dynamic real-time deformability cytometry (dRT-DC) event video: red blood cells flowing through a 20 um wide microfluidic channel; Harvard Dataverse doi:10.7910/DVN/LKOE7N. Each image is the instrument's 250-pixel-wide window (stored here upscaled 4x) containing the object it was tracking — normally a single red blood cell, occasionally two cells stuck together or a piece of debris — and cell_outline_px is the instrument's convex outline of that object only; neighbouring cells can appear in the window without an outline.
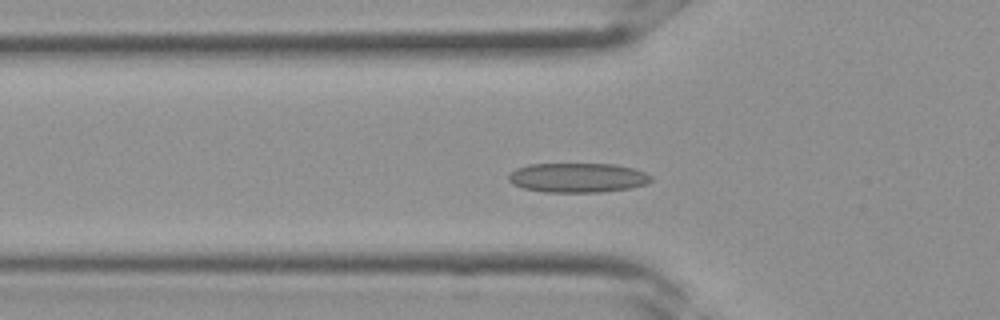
{"species": "Egyptian fruit bat (a non-hibernating species)", "species_latin": "Rousettus aegyptiacus", "temperature_condition": "room temperature", "stored_images_in_passage": 31, "camera_frame_rate_fps": 3000, "um_per_image_px": 0.085, "frame": {"image": 1, "passage_image": 9, "time_ms": 2.667, "image_size_px": [1000, 320], "cell_outline_px": [[652, 180], [644, 184], [628, 188], [600, 192], [544, 192], [524, 188], [512, 184], [508, 180], [508, 172], [516, 168], [528, 164], [616, 164], [632, 168], [644, 172], [652, 176]], "centroid_in_image_um": [49.04, 15.1], "position_along_channel_um": 76.8, "area_um2": 24.51}}
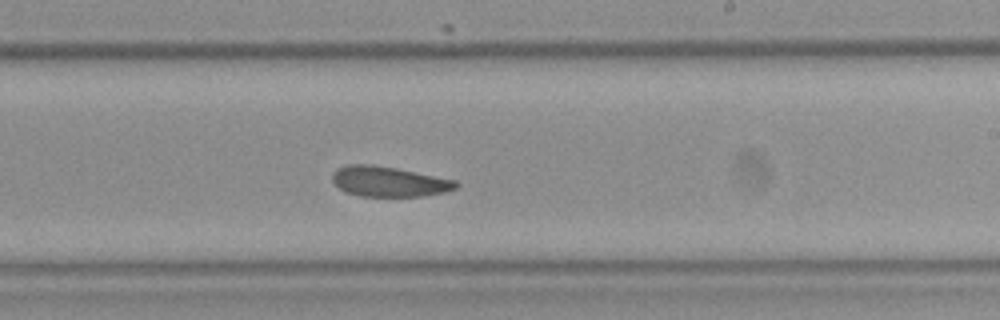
{"frame": {"image": 2, "passage_image": 18, "time_ms": 5.667, "image_size_px": [1000, 320], "cell_outline_px": [[460, 184], [456, 188], [444, 192], [420, 196], [360, 196], [344, 192], [332, 180], [332, 172], [336, 168], [348, 164], [372, 164], [396, 168], [456, 180]], "centroid_in_image_um": [33.02, 15.42], "position_along_channel_um": 256.0, "area_um2": 21.79}}
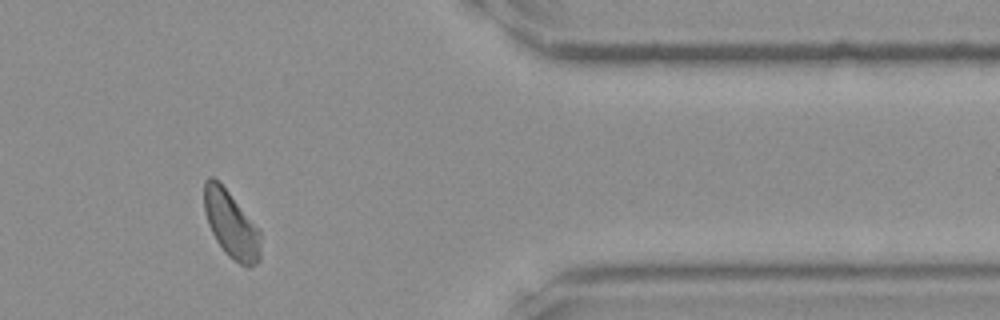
{"frame": {"image": 3, "passage_image": 26, "time_ms": 8.333, "image_size_px": [1000, 320], "cell_outline_px": [[260, 260], [256, 264], [248, 268], [240, 264], [228, 256], [224, 252], [216, 240], [208, 224], [204, 212], [204, 180], [208, 176], [212, 176], [228, 192], [260, 228]], "centroid_in_image_um": [19.65, 19.11], "position_along_channel_um": 391.7, "area_um2": 22.08}}